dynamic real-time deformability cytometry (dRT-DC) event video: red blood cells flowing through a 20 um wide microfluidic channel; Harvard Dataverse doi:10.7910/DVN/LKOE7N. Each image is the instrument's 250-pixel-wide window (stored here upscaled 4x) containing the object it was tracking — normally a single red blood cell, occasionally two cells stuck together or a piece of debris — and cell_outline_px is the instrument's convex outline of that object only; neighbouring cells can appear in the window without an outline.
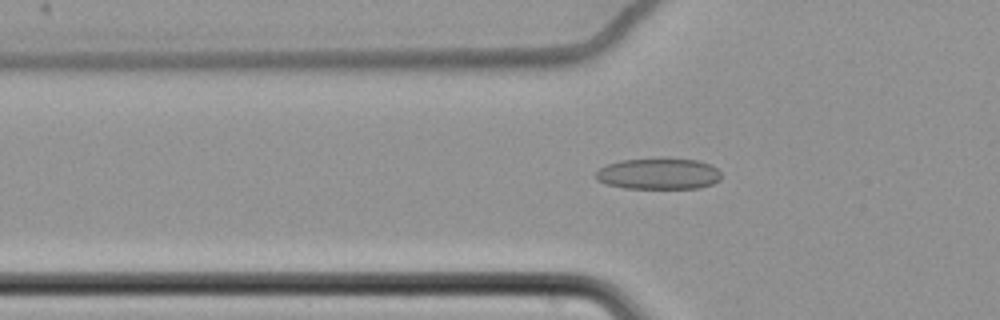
{"species": "common noctule bat (a hibernating species)", "species_latin": "Nyctalus noctula", "temperature_condition": "cold", "stored_images_in_passage": 63, "camera_frame_rate_fps": 3000, "um_per_image_px": 0.085, "animal": {"sex": "female", "body_mass_g": 22.7, "forearm_length_mm": 54.2}, "frame": {"image": 1, "passage_image": 24, "time_ms": 7.667, "image_size_px": [1000, 320], "cell_outline_px": [[720, 180], [712, 184], [700, 188], [624, 188], [608, 184], [596, 180], [596, 172], [600, 168], [608, 164], [620, 160], [696, 160], [708, 164], [716, 168], [720, 172]], "centroid_in_image_um": [55.97, 14.8], "position_along_channel_um": 69.8, "area_um2": 22.2}}
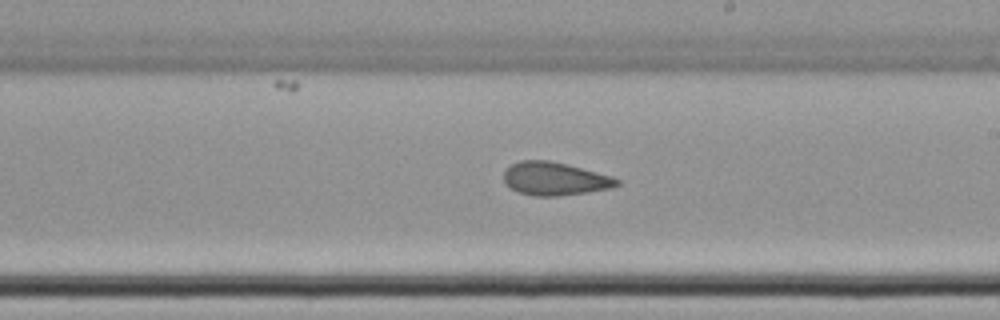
{"frame": {"image": 2, "passage_image": 39, "time_ms": 12.667, "image_size_px": [1000, 320], "cell_outline_px": [[620, 184], [612, 188], [560, 196], [532, 196], [508, 188], [504, 184], [504, 172], [512, 164], [520, 160], [548, 160], [568, 164], [612, 176], [620, 180]], "centroid_in_image_um": [47.15, 15.2], "position_along_channel_um": 241.9, "area_um2": 22.02}}
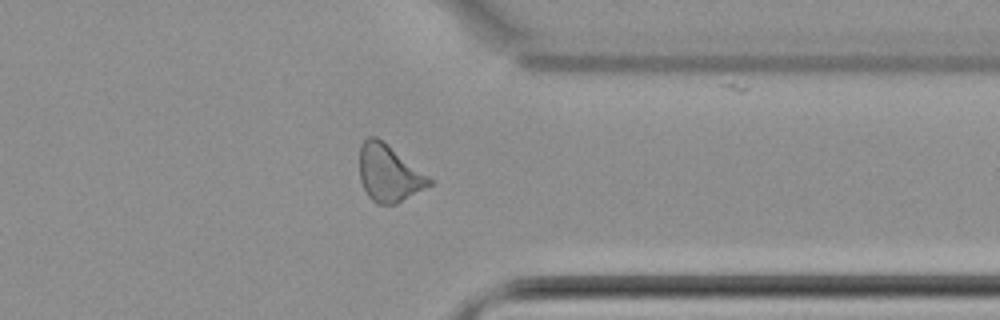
{"frame": {"image": 3, "passage_image": 51, "time_ms": 16.667, "image_size_px": [1000, 320], "cell_outline_px": [[432, 184], [396, 204], [376, 204], [368, 196], [360, 180], [360, 144], [368, 136], [376, 136], [388, 144], [432, 180]], "centroid_in_image_um": [33.02, 14.72], "position_along_channel_um": 378.4, "area_um2": 22.77}, "authors_computed_cell_mechanics": {"area_um2": 23.0622, "velocity_mm_per_s": 3.4892, "shape_relaxation_time_tau1_ms": null, "shape_relaxation_time_tau2_ms": 1.7292, "deformation_change_tau1": null, "deformation_change_tau2": 0.0824}}